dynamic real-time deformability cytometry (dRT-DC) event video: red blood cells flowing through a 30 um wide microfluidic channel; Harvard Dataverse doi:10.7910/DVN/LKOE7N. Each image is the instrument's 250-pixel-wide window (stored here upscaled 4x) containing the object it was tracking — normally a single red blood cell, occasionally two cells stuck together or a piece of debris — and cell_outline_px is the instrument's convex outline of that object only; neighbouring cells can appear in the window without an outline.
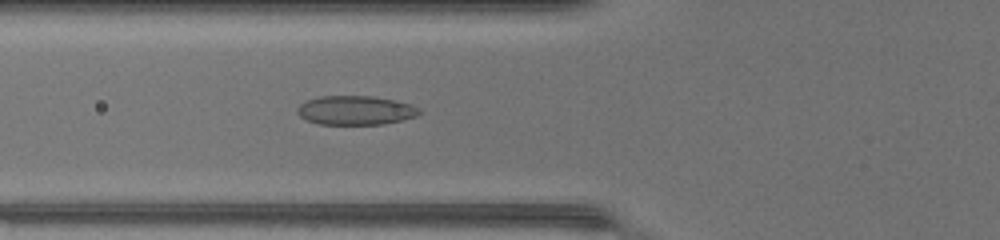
{"species": "common noctule bat (a hibernating species)", "species_latin": "Nyctalus noctula", "temperature_condition": "warm", "stored_images_in_passage": 37, "camera_frame_rate_fps": 3000, "um_per_image_px": 0.085, "animal": {"sex": "female", "body_mass_g": 17.0, "forearm_length_mm": 48.0}, "frame": {"image": 1, "passage_image": 8, "time_ms": 2.333, "image_size_px": [1000, 240], "cell_outline_px": [[420, 112], [416, 116], [384, 124], [320, 124], [308, 120], [300, 116], [296, 112], [296, 108], [300, 104], [308, 100], [320, 96], [372, 96], [412, 104], [420, 108]], "centroid_in_image_um": [30.21, 9.37], "position_along_channel_um": 95.6, "area_um2": 20.52}}
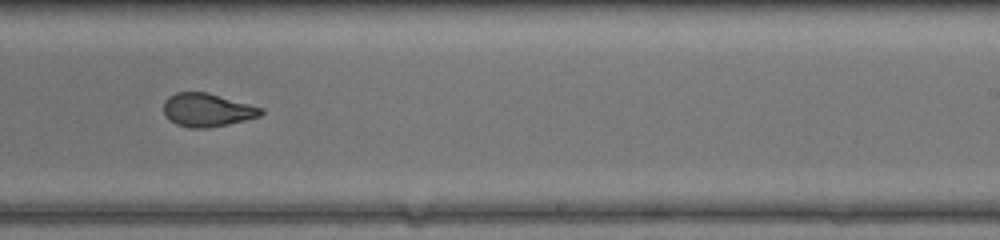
{"frame": {"image": 2, "passage_image": 20, "time_ms": 6.333, "image_size_px": [1000, 240], "cell_outline_px": [[264, 112], [260, 116], [228, 124], [208, 128], [188, 128], [176, 124], [168, 120], [164, 116], [164, 100], [168, 96], [176, 92], [208, 92], [264, 108]], "centroid_in_image_um": [17.59, 9.35], "position_along_channel_um": 271.4, "area_um2": 19.13}}
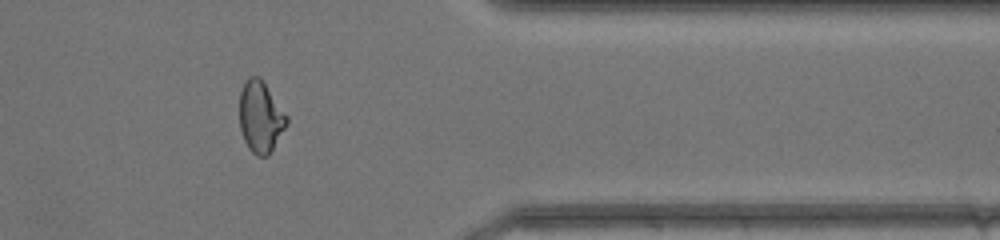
{"frame": {"image": 3, "passage_image": 29, "time_ms": 9.333, "image_size_px": [1000, 240], "cell_outline_px": [[288, 124], [268, 156], [256, 156], [248, 148], [244, 140], [240, 128], [240, 92], [248, 76], [260, 76], [288, 116]], "centroid_in_image_um": [22.16, 9.94], "position_along_channel_um": 389.2, "area_um2": 19.71}, "authors_computed_cell_mechanics": {"area_um2": 19.7098, "velocity_mm_per_s": 4.4051, "shape_relaxation_time_tau1_ms": 8.909, "shape_relaxation_time_tau2_ms": 0.8706, "deformation_change_tau1": 0.2628, "deformation_change_tau2": 0.0708}}